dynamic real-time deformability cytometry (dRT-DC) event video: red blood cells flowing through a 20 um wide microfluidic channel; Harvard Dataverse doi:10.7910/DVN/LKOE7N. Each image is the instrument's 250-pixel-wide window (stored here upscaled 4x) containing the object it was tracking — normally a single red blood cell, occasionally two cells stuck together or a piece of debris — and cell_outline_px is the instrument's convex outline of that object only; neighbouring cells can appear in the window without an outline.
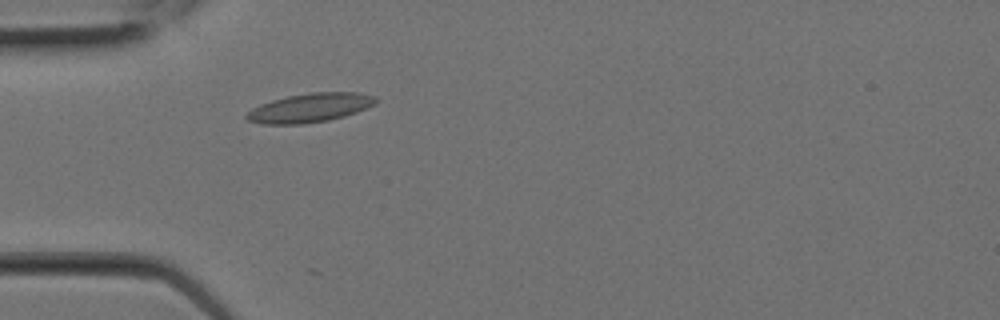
{"species": "Egyptian fruit bat (a non-hibernating species)", "species_latin": "Rousettus aegyptiacus", "temperature_condition": "room temperature", "stored_images_in_passage": 4, "camera_frame_rate_fps": 3000, "um_per_image_px": 0.085, "animal": {"sex": "female"}, "frame": {"image": 1, "passage_image": 4, "time_ms": 1.0, "image_size_px": [1000, 320], "cell_outline_px": [[380, 100], [376, 104], [356, 112], [344, 116], [328, 120], [304, 124], [260, 124], [248, 120], [244, 116], [252, 108], [260, 104], [272, 100], [288, 96], [312, 92], [356, 92], [376, 96]], "centroid_in_image_um": [26.37, 9.16], "position_along_channel_um": 58.6, "area_um2": 21.91}}